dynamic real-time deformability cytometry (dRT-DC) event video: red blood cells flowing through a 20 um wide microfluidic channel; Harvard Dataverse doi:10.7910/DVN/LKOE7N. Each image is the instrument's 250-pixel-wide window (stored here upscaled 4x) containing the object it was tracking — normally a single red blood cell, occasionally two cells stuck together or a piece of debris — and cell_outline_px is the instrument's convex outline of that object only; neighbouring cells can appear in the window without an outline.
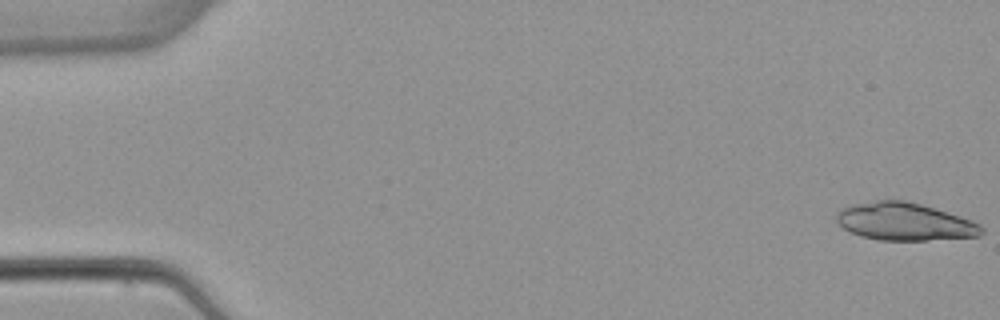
{"species": "common noctule bat (a hibernating species)", "species_latin": "Nyctalus noctula", "temperature_condition": "warm", "stored_images_in_passage": 5, "camera_frame_rate_fps": 3000, "um_per_image_px": 0.085, "animal": {"sex": "female", "body_mass_g": 22.7, "forearm_length_mm": 54.2}, "frame": {"image": 1, "passage_image": 1, "time_ms": 0.0, "image_size_px": [1000, 320], "cell_outline_px": [[984, 232], [980, 236], [928, 240], [880, 240], [860, 236], [844, 228], [836, 220], [836, 212], [840, 208], [852, 204], [876, 200], [904, 200], [920, 204], [960, 216], [972, 220], [980, 224], [984, 228]], "centroid_in_image_um": [76.89, 18.84], "position_along_channel_um": 8.1, "area_um2": 31.85}}